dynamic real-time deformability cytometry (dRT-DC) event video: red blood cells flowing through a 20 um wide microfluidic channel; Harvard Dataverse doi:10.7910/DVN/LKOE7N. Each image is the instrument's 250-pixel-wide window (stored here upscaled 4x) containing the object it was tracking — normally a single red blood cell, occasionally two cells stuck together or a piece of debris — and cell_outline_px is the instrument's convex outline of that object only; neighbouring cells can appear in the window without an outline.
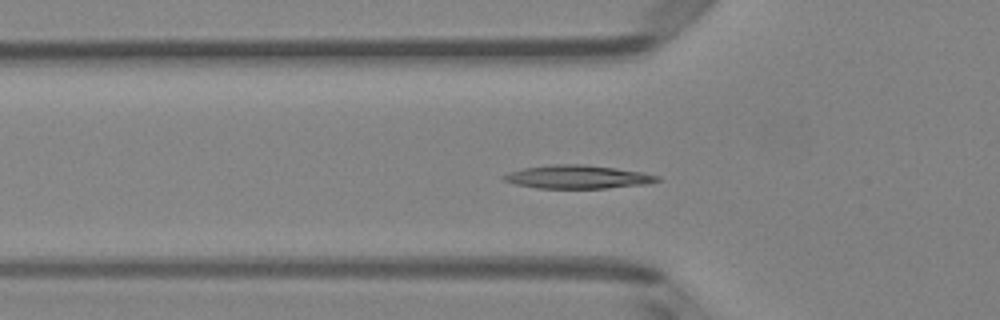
{"species": "Egyptian fruit bat (a non-hibernating species)", "species_latin": "Rousettus aegyptiacus", "temperature_condition": "room temperature", "stored_images_in_passage": 47, "camera_frame_rate_fps": 3000, "um_per_image_px": 0.085, "animal": {"sex": "female"}, "frame": {"image": 1, "passage_image": 12, "time_ms": 3.667, "image_size_px": [1000, 320], "cell_outline_px": [[660, 180], [648, 184], [608, 188], [536, 188], [516, 184], [504, 180], [504, 176], [508, 172], [524, 168], [552, 164], [584, 164], [616, 168], [644, 172], [660, 176]], "centroid_in_image_um": [49.15, 15.03], "position_along_channel_um": 76.6, "area_um2": 20.92}}
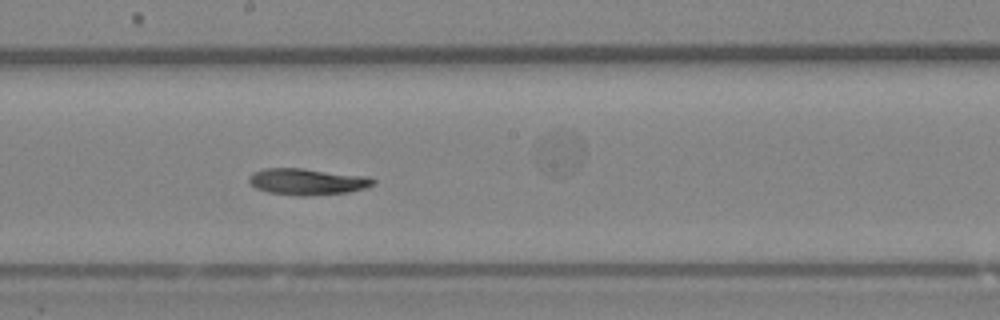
{"frame": {"image": 2, "passage_image": 23, "time_ms": 7.333, "image_size_px": [1000, 320], "cell_outline_px": [[376, 184], [364, 188], [348, 192], [308, 196], [296, 196], [268, 192], [256, 188], [248, 180], [248, 176], [252, 172], [264, 168], [304, 168], [372, 176], [376, 180]], "centroid_in_image_um": [26.16, 15.43], "position_along_channel_um": 222.0, "area_um2": 19.54}}
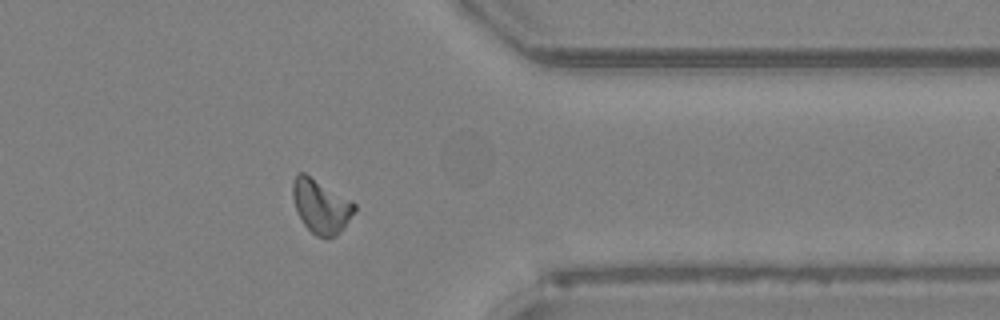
{"frame": {"image": 3, "passage_image": 36, "time_ms": 11.667, "image_size_px": [1000, 320], "cell_outline_px": [[356, 208], [344, 228], [336, 236], [316, 236], [304, 224], [296, 212], [292, 196], [292, 184], [296, 176], [300, 172], [304, 172], [352, 200], [356, 204]], "centroid_in_image_um": [27.27, 17.51], "position_along_channel_um": 384.1, "area_um2": 19.31}}